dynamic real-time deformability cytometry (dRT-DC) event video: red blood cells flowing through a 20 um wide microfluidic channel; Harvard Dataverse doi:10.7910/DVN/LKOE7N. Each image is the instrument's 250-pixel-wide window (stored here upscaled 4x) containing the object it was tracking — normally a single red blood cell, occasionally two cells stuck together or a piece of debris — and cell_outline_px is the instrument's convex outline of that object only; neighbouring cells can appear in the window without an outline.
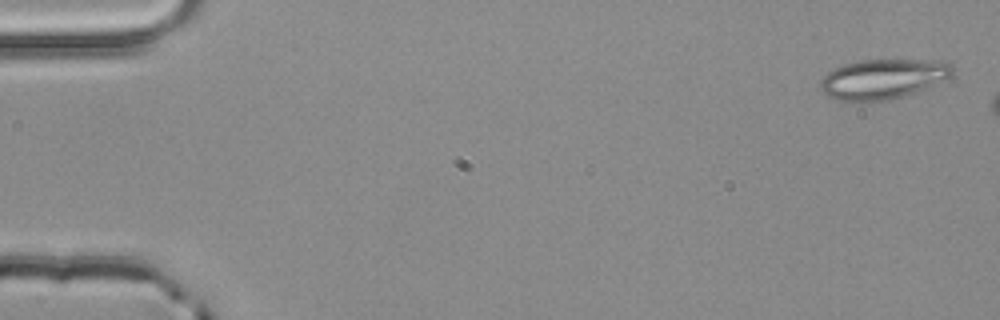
{"species": "common noctule bat (a hibernating species)", "species_latin": "Nyctalus noctula", "temperature_condition": "room temperature", "stored_images_in_passage": 3, "camera_frame_rate_fps": 3000, "um_per_image_px": 0.085, "animal": {"sex": "male", "body_mass_g": 20.4}, "frame": {"image": 1, "passage_image": 1, "time_ms": 0.0, "image_size_px": [1000, 320], "cell_outline_px": [[956, 68], [952, 76], [924, 88], [904, 96], [884, 100], [840, 100], [828, 96], [820, 88], [820, 80], [828, 72], [844, 64], [860, 60], [948, 60]], "centroid_in_image_um": [75.11, 6.68], "position_along_channel_um": 9.9, "area_um2": 30.46}}